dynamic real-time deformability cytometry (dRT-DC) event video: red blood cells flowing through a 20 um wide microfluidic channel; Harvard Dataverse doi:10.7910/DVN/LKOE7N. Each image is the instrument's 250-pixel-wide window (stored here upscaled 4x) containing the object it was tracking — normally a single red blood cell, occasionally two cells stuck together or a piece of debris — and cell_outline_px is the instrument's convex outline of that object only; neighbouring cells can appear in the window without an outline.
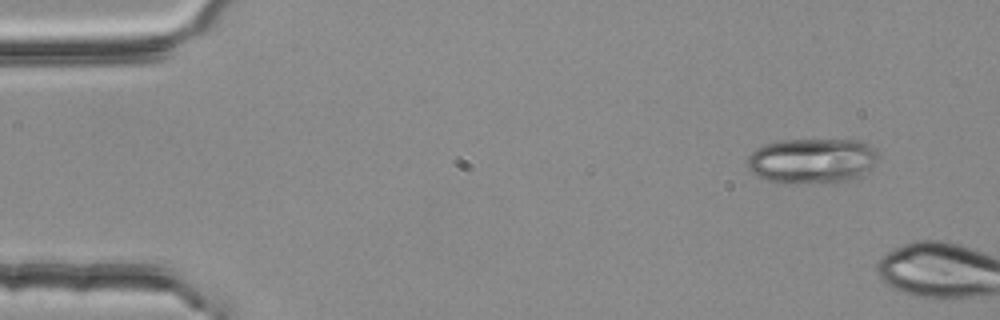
{"species": "common noctule bat (a hibernating species)", "species_latin": "Nyctalus noctula", "temperature_condition": "room temperature", "stored_images_in_passage": 3, "camera_frame_rate_fps": 3000, "um_per_image_px": 0.085, "animal": {"sex": "female", "body_mass_g": 25.1}, "frame": {"image": 1, "passage_image": 1, "time_ms": 0.0, "image_size_px": [1000, 320], "cell_outline_px": [[880, 156], [856, 180], [832, 184], [776, 184], [760, 176], [748, 168], [748, 156], [756, 148], [764, 144], [780, 140], [860, 140], [876, 148]], "centroid_in_image_um": [69.04, 13.7], "position_along_channel_um": 16.0, "area_um2": 35.26}}